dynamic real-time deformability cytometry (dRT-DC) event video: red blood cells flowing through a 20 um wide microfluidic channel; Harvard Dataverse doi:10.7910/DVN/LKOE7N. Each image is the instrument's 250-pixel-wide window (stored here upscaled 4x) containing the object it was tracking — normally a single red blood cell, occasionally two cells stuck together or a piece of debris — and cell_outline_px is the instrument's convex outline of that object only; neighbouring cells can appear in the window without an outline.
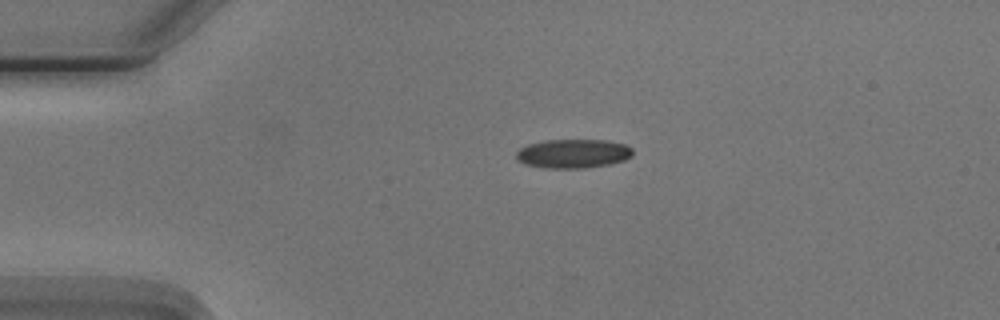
{"species": "Egyptian fruit bat (a non-hibernating species)", "species_latin": "Rousettus aegyptiacus", "temperature_condition": "cold", "stored_images_in_passage": 3, "camera_frame_rate_fps": 3000, "um_per_image_px": 0.085, "animal": {"sex": "male"}, "frame": {"image": 1, "passage_image": 1, "time_ms": 0.0, "image_size_px": [1000, 320], "cell_outline_px": [[632, 156], [624, 160], [612, 164], [584, 168], [544, 168], [524, 164], [516, 160], [516, 152], [520, 148], [528, 144], [544, 140], [604, 140], [624, 144], [632, 148]], "centroid_in_image_um": [48.69, 13.06], "position_along_channel_um": 36.3, "area_um2": 19.83}}